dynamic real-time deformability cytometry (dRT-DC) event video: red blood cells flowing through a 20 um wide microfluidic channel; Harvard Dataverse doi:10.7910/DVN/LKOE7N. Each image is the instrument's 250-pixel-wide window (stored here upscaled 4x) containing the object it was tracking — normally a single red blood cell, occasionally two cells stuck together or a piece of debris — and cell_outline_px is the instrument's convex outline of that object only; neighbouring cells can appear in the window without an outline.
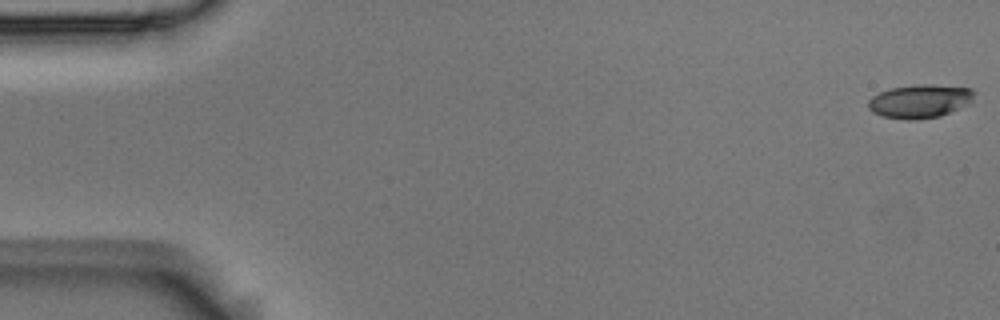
{"species": "Egyptian fruit bat (a non-hibernating species)", "species_latin": "Rousettus aegyptiacus", "temperature_condition": "room temperature", "stored_images_in_passage": 8, "camera_frame_rate_fps": 3000, "um_per_image_px": 0.085, "animal": {"sex": "male"}, "frame": {"image": 1, "passage_image": 1, "time_ms": 0.0, "image_size_px": [1000, 320], "cell_outline_px": [[976, 92], [972, 100], [940, 116], [916, 120], [908, 120], [884, 116], [872, 112], [868, 108], [868, 100], [872, 96], [880, 92], [892, 88], [916, 84], [932, 84], [972, 88]], "centroid_in_image_um": [78.16, 8.59], "position_along_channel_um": 6.8, "area_um2": 20.52}}
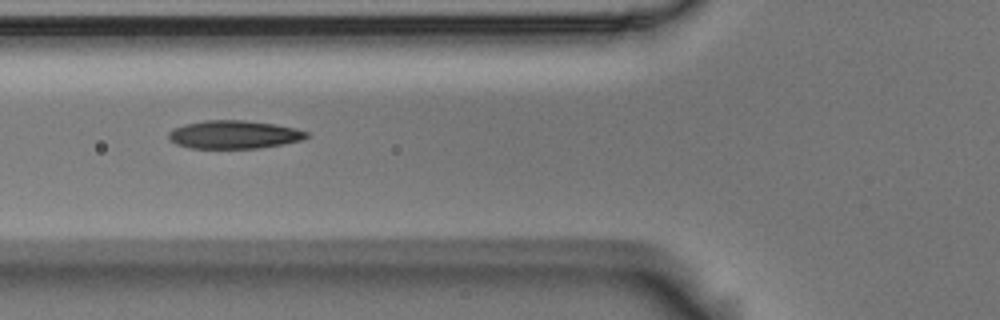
{"frame": {"image": 2, "passage_image": 6, "time_ms": 1.667, "image_size_px": [1000, 320], "cell_outline_px": [[308, 136], [300, 140], [260, 148], [188, 148], [176, 144], [168, 136], [168, 132], [172, 128], [184, 124], [204, 120], [244, 120], [272, 124], [292, 128], [308, 132]], "centroid_in_image_um": [19.81, 11.43], "position_along_channel_um": 106.0, "area_um2": 22.43}}
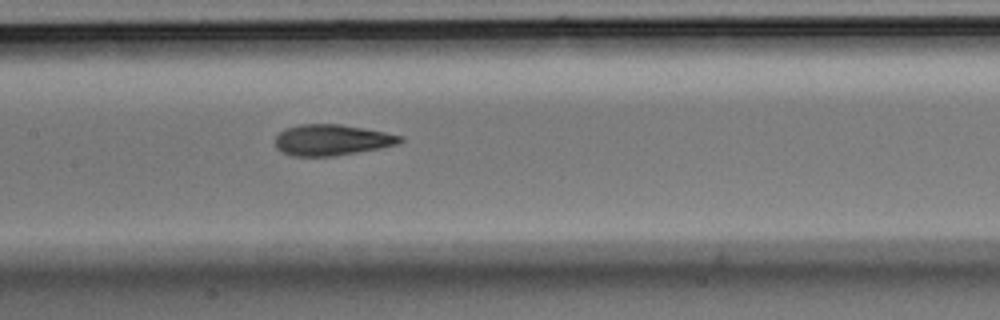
{"frame": {"image": 3, "passage_image": 8, "time_ms": 2.333, "image_size_px": [1000, 320], "cell_outline_px": [[404, 140], [400, 144], [380, 148], [332, 156], [292, 156], [276, 148], [276, 136], [284, 128], [300, 124], [340, 124], [364, 128], [404, 136]], "centroid_in_image_um": [28.22, 11.89], "position_along_channel_um": 179.2, "area_um2": 22.54}}